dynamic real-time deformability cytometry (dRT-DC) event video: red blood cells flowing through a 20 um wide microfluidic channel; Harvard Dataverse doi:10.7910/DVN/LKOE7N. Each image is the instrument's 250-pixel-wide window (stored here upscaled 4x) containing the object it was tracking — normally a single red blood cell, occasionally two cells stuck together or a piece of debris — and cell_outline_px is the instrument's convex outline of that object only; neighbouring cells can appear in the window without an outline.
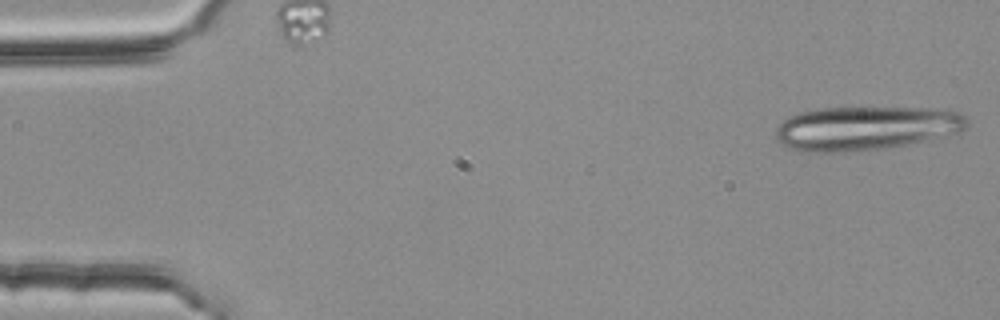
{"species": "common noctule bat (a hibernating species)", "species_latin": "Nyctalus noctula", "temperature_condition": "room temperature", "stored_images_in_passage": 20, "camera_frame_rate_fps": 3000, "um_per_image_px": 0.085, "animal": {"sex": "female", "body_mass_g": 25.1}, "frame": {"image": 1, "passage_image": 1, "time_ms": 0.0, "image_size_px": [1000, 320], "cell_outline_px": [[968, 128], [960, 132], [904, 144], [880, 148], [844, 152], [808, 152], [792, 148], [784, 144], [776, 136], [776, 128], [788, 116], [796, 112], [816, 108], [928, 108], [960, 112], [968, 120]], "centroid_in_image_um": [73.58, 10.87], "position_along_channel_um": 11.4, "area_um2": 48.49}}